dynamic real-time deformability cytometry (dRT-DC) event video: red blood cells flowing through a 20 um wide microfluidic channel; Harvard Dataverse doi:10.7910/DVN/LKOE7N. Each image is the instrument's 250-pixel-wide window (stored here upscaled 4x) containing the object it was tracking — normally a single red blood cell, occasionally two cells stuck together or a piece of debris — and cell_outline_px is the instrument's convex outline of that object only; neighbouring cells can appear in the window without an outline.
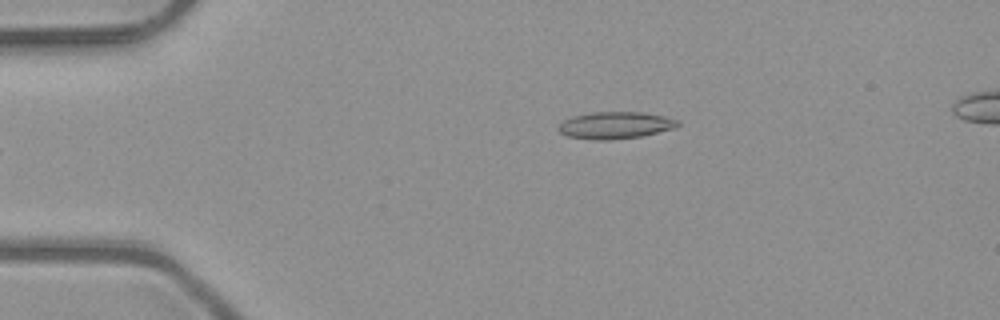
{"species": "common noctule bat (a hibernating species)", "species_latin": "Nyctalus noctula", "temperature_condition": "room temperature", "stored_images_in_passage": 5, "camera_frame_rate_fps": 3000, "um_per_image_px": 0.085, "animal": {"sex": "male", "body_mass_g": 23.1, "forearm_length_mm": 52.7}, "frame": {"image": 1, "passage_image": 5, "time_ms": 1.333, "image_size_px": [1000, 320], "cell_outline_px": [[680, 124], [676, 128], [640, 136], [612, 140], [592, 140], [568, 136], [560, 132], [556, 128], [564, 120], [572, 116], [592, 112], [640, 112], [664, 116], [680, 120]], "centroid_in_image_um": [52.3, 10.65], "position_along_channel_um": 32.7, "area_um2": 18.84}}